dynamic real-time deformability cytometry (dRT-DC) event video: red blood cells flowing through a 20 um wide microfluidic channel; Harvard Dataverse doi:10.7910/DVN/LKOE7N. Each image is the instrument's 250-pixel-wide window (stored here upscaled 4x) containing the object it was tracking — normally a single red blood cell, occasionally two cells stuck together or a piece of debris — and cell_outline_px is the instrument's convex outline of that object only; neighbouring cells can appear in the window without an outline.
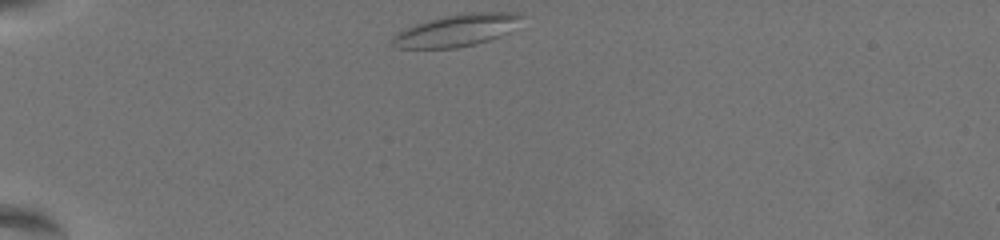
{"species": "common noctule bat (a hibernating species)", "species_latin": "Nyctalus noctula", "temperature_condition": "warm", "stored_images_in_passage": 37, "camera_frame_rate_fps": 3000, "um_per_image_px": 0.085, "animal": {"sex": "female", "body_mass_g": 19.5, "forearm_length_mm": 54.1}, "frame": {"image": 1, "passage_image": 1, "time_ms": 0.0, "image_size_px": [1000, 240], "cell_outline_px": [[524, 16], [508, 32], [500, 36], [476, 44], [456, 48], [396, 48], [392, 44], [392, 36], [416, 24], [428, 20], [444, 16], [468, 12], [516, 12]], "centroid_in_image_um": [38.82, 2.58], "position_along_channel_um": 46.2, "area_um2": 23.87}}
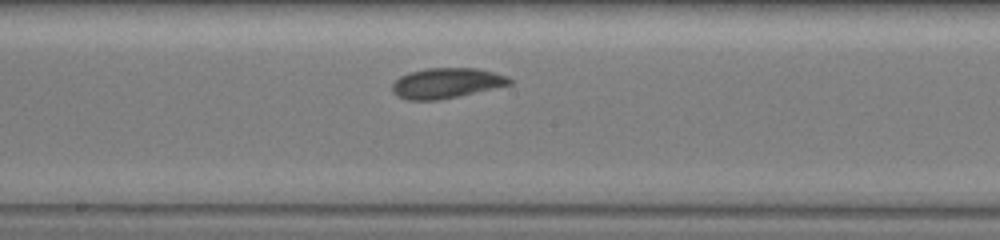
{"frame": {"image": 2, "passage_image": 19, "time_ms": 6.0, "image_size_px": [1000, 240], "cell_outline_px": [[512, 84], [456, 96], [436, 100], [408, 100], [396, 96], [392, 92], [392, 84], [400, 76], [408, 72], [424, 68], [476, 68], [508, 76], [512, 80]], "centroid_in_image_um": [37.9, 7.05], "position_along_channel_um": 210.3, "area_um2": 20.58}}
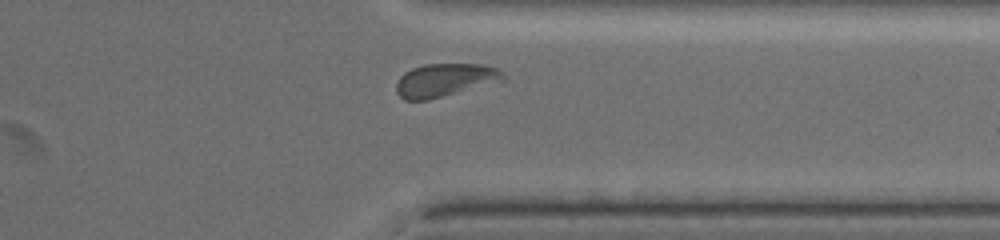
{"frame": {"image": 3, "passage_image": 33, "time_ms": 10.667, "image_size_px": [1000, 240], "cell_outline_px": [[508, 80], [428, 100], [404, 100], [396, 92], [396, 84], [400, 76], [404, 72], [412, 68], [424, 64], [484, 64], [500, 68], [508, 76]], "centroid_in_image_um": [37.9, 6.8], "position_along_channel_um": 373.5, "area_um2": 21.15}, "authors_computed_cell_mechanics": {"area_um2": 20.5768, "velocity_mm_per_s": 3.4931, "shape_relaxation_time_tau1_ms": 4.114, "shape_relaxation_time_tau2_ms": 2.0084, "deformation_change_tau1": 0.0983, "deformation_change_tau2": 0.0788}}